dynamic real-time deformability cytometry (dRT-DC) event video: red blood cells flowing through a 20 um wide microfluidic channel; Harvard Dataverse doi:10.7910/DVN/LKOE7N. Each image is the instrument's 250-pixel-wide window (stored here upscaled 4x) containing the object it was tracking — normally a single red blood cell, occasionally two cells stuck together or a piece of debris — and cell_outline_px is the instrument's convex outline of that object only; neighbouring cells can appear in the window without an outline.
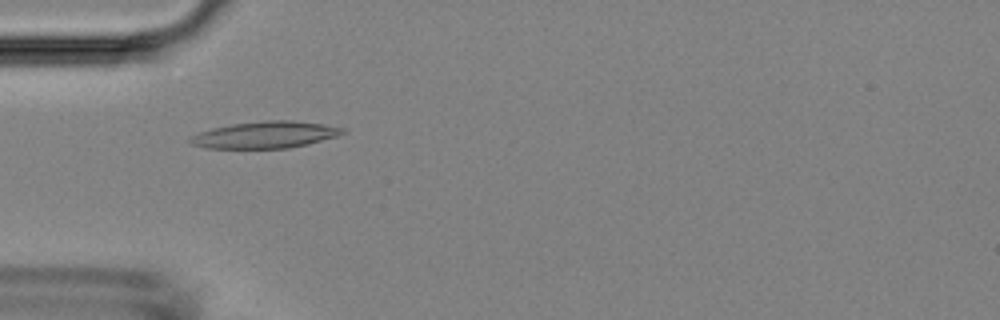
{"species": "Egyptian fruit bat (a non-hibernating species)", "species_latin": "Rousettus aegyptiacus", "temperature_condition": "room temperature", "stored_images_in_passage": 5, "camera_frame_rate_fps": 3000, "um_per_image_px": 0.085, "animal": {"sex": "female"}, "frame": {"image": 1, "passage_image": 4, "time_ms": 4.333, "image_size_px": [1000, 320], "cell_outline_px": [[348, 132], [336, 136], [308, 144], [288, 148], [204, 148], [192, 144], [188, 140], [188, 136], [212, 128], [232, 124], [264, 120], [292, 120], [324, 124], [344, 128]], "centroid_in_image_um": [22.53, 11.45], "position_along_channel_um": 62.5, "area_um2": 23.87}}